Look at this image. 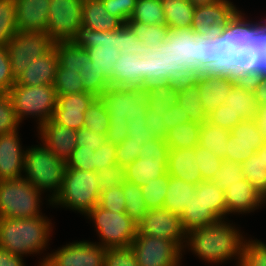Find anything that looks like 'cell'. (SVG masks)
Masks as SVG:
<instances>
[{"mask_svg": "<svg viewBox=\"0 0 266 266\" xmlns=\"http://www.w3.org/2000/svg\"><path fill=\"white\" fill-rule=\"evenodd\" d=\"M231 220L221 219L213 224L195 228L186 233L182 248V258L185 252L191 251L205 263L213 265L236 260L240 265L244 240L243 232ZM184 253V254H183Z\"/></svg>", "mask_w": 266, "mask_h": 266, "instance_id": "6da1fadb", "label": "cell"}, {"mask_svg": "<svg viewBox=\"0 0 266 266\" xmlns=\"http://www.w3.org/2000/svg\"><path fill=\"white\" fill-rule=\"evenodd\" d=\"M241 13L231 0L197 6L194 8L191 28L223 57H230Z\"/></svg>", "mask_w": 266, "mask_h": 266, "instance_id": "7a4b0ae2", "label": "cell"}, {"mask_svg": "<svg viewBox=\"0 0 266 266\" xmlns=\"http://www.w3.org/2000/svg\"><path fill=\"white\" fill-rule=\"evenodd\" d=\"M229 58L243 81L266 79V25L261 20L250 21L243 12L240 14Z\"/></svg>", "mask_w": 266, "mask_h": 266, "instance_id": "3957f363", "label": "cell"}, {"mask_svg": "<svg viewBox=\"0 0 266 266\" xmlns=\"http://www.w3.org/2000/svg\"><path fill=\"white\" fill-rule=\"evenodd\" d=\"M51 219L42 215L35 218H0V247L22 257L47 251L52 240ZM49 243V244H48Z\"/></svg>", "mask_w": 266, "mask_h": 266, "instance_id": "277c9868", "label": "cell"}, {"mask_svg": "<svg viewBox=\"0 0 266 266\" xmlns=\"http://www.w3.org/2000/svg\"><path fill=\"white\" fill-rule=\"evenodd\" d=\"M167 39L173 43L174 70L210 71L224 57L192 28L169 30Z\"/></svg>", "mask_w": 266, "mask_h": 266, "instance_id": "5b68a950", "label": "cell"}, {"mask_svg": "<svg viewBox=\"0 0 266 266\" xmlns=\"http://www.w3.org/2000/svg\"><path fill=\"white\" fill-rule=\"evenodd\" d=\"M39 144L26 149L23 177L43 195L50 192L47 203L51 206L61 191L66 163Z\"/></svg>", "mask_w": 266, "mask_h": 266, "instance_id": "8992f818", "label": "cell"}, {"mask_svg": "<svg viewBox=\"0 0 266 266\" xmlns=\"http://www.w3.org/2000/svg\"><path fill=\"white\" fill-rule=\"evenodd\" d=\"M99 200L97 172L66 167L61 191L51 206H60L85 216L99 204Z\"/></svg>", "mask_w": 266, "mask_h": 266, "instance_id": "52a82bcc", "label": "cell"}, {"mask_svg": "<svg viewBox=\"0 0 266 266\" xmlns=\"http://www.w3.org/2000/svg\"><path fill=\"white\" fill-rule=\"evenodd\" d=\"M141 57L143 58L142 81L146 86L154 83H168L173 87H181L195 84L199 76L193 69L174 70L173 43L167 38L157 46H151V52Z\"/></svg>", "mask_w": 266, "mask_h": 266, "instance_id": "ba28073f", "label": "cell"}, {"mask_svg": "<svg viewBox=\"0 0 266 266\" xmlns=\"http://www.w3.org/2000/svg\"><path fill=\"white\" fill-rule=\"evenodd\" d=\"M9 94L20 126L27 117H32L37 118L35 121L39 129L53 118L57 103L53 85L23 86L15 83Z\"/></svg>", "mask_w": 266, "mask_h": 266, "instance_id": "9c48e42d", "label": "cell"}, {"mask_svg": "<svg viewBox=\"0 0 266 266\" xmlns=\"http://www.w3.org/2000/svg\"><path fill=\"white\" fill-rule=\"evenodd\" d=\"M24 177L0 180V218H35L42 213L43 196Z\"/></svg>", "mask_w": 266, "mask_h": 266, "instance_id": "30bf717a", "label": "cell"}, {"mask_svg": "<svg viewBox=\"0 0 266 266\" xmlns=\"http://www.w3.org/2000/svg\"><path fill=\"white\" fill-rule=\"evenodd\" d=\"M71 42L86 49L90 60L109 80L112 67L120 57V28L116 31H95L91 26L81 23Z\"/></svg>", "mask_w": 266, "mask_h": 266, "instance_id": "8fae6325", "label": "cell"}, {"mask_svg": "<svg viewBox=\"0 0 266 266\" xmlns=\"http://www.w3.org/2000/svg\"><path fill=\"white\" fill-rule=\"evenodd\" d=\"M240 79L239 69L229 57H224L210 71L199 74L195 84L199 88L202 107L207 115L225 104L230 89Z\"/></svg>", "mask_w": 266, "mask_h": 266, "instance_id": "7c38bea8", "label": "cell"}, {"mask_svg": "<svg viewBox=\"0 0 266 266\" xmlns=\"http://www.w3.org/2000/svg\"><path fill=\"white\" fill-rule=\"evenodd\" d=\"M92 221L104 248L129 247L137 234V223L126 213L111 212L96 205L86 215Z\"/></svg>", "mask_w": 266, "mask_h": 266, "instance_id": "4fadbf2b", "label": "cell"}, {"mask_svg": "<svg viewBox=\"0 0 266 266\" xmlns=\"http://www.w3.org/2000/svg\"><path fill=\"white\" fill-rule=\"evenodd\" d=\"M54 43L55 41L45 31L15 33L6 45L15 80L32 61L46 54Z\"/></svg>", "mask_w": 266, "mask_h": 266, "instance_id": "5bb4252c", "label": "cell"}, {"mask_svg": "<svg viewBox=\"0 0 266 266\" xmlns=\"http://www.w3.org/2000/svg\"><path fill=\"white\" fill-rule=\"evenodd\" d=\"M109 121L145 119L148 102L145 89L110 86L101 96Z\"/></svg>", "mask_w": 266, "mask_h": 266, "instance_id": "9a60e30c", "label": "cell"}, {"mask_svg": "<svg viewBox=\"0 0 266 266\" xmlns=\"http://www.w3.org/2000/svg\"><path fill=\"white\" fill-rule=\"evenodd\" d=\"M105 253L95 242L76 240L47 253L37 266H104Z\"/></svg>", "mask_w": 266, "mask_h": 266, "instance_id": "2e32d148", "label": "cell"}, {"mask_svg": "<svg viewBox=\"0 0 266 266\" xmlns=\"http://www.w3.org/2000/svg\"><path fill=\"white\" fill-rule=\"evenodd\" d=\"M139 266H181L182 250L164 238L136 235L130 245Z\"/></svg>", "mask_w": 266, "mask_h": 266, "instance_id": "e0dca14e", "label": "cell"}, {"mask_svg": "<svg viewBox=\"0 0 266 266\" xmlns=\"http://www.w3.org/2000/svg\"><path fill=\"white\" fill-rule=\"evenodd\" d=\"M83 0H51L46 33L56 41H71L82 23Z\"/></svg>", "mask_w": 266, "mask_h": 266, "instance_id": "ac0fdd59", "label": "cell"}, {"mask_svg": "<svg viewBox=\"0 0 266 266\" xmlns=\"http://www.w3.org/2000/svg\"><path fill=\"white\" fill-rule=\"evenodd\" d=\"M137 229L136 235L164 238L173 241L181 250L185 243L186 232L180 216L163 208L148 210Z\"/></svg>", "mask_w": 266, "mask_h": 266, "instance_id": "d6986e66", "label": "cell"}, {"mask_svg": "<svg viewBox=\"0 0 266 266\" xmlns=\"http://www.w3.org/2000/svg\"><path fill=\"white\" fill-rule=\"evenodd\" d=\"M265 142L254 119L242 120L230 130L226 160L242 163Z\"/></svg>", "mask_w": 266, "mask_h": 266, "instance_id": "ffe728a7", "label": "cell"}, {"mask_svg": "<svg viewBox=\"0 0 266 266\" xmlns=\"http://www.w3.org/2000/svg\"><path fill=\"white\" fill-rule=\"evenodd\" d=\"M97 97L89 92L57 95L53 120L62 126L79 130L84 126L85 113Z\"/></svg>", "mask_w": 266, "mask_h": 266, "instance_id": "44dd1931", "label": "cell"}, {"mask_svg": "<svg viewBox=\"0 0 266 266\" xmlns=\"http://www.w3.org/2000/svg\"><path fill=\"white\" fill-rule=\"evenodd\" d=\"M37 131L40 141L58 159L67 163L76 149V130L59 125L51 119Z\"/></svg>", "mask_w": 266, "mask_h": 266, "instance_id": "7402d4cb", "label": "cell"}, {"mask_svg": "<svg viewBox=\"0 0 266 266\" xmlns=\"http://www.w3.org/2000/svg\"><path fill=\"white\" fill-rule=\"evenodd\" d=\"M18 131L0 135V180L23 177L26 150Z\"/></svg>", "mask_w": 266, "mask_h": 266, "instance_id": "603a6c76", "label": "cell"}, {"mask_svg": "<svg viewBox=\"0 0 266 266\" xmlns=\"http://www.w3.org/2000/svg\"><path fill=\"white\" fill-rule=\"evenodd\" d=\"M226 202V219L229 214H248L266 205V200L247 180L242 179L224 190ZM263 205V206H262Z\"/></svg>", "mask_w": 266, "mask_h": 266, "instance_id": "cb8c5ba5", "label": "cell"}, {"mask_svg": "<svg viewBox=\"0 0 266 266\" xmlns=\"http://www.w3.org/2000/svg\"><path fill=\"white\" fill-rule=\"evenodd\" d=\"M50 2L51 0H15L17 30L46 32Z\"/></svg>", "mask_w": 266, "mask_h": 266, "instance_id": "d4e9b609", "label": "cell"}, {"mask_svg": "<svg viewBox=\"0 0 266 266\" xmlns=\"http://www.w3.org/2000/svg\"><path fill=\"white\" fill-rule=\"evenodd\" d=\"M58 57L53 46L46 54L31 62L16 79V84L23 86L54 85Z\"/></svg>", "mask_w": 266, "mask_h": 266, "instance_id": "484cf974", "label": "cell"}, {"mask_svg": "<svg viewBox=\"0 0 266 266\" xmlns=\"http://www.w3.org/2000/svg\"><path fill=\"white\" fill-rule=\"evenodd\" d=\"M113 74L108 80L110 86L146 89L142 81L143 58L135 54H120L112 67Z\"/></svg>", "mask_w": 266, "mask_h": 266, "instance_id": "4316f807", "label": "cell"}, {"mask_svg": "<svg viewBox=\"0 0 266 266\" xmlns=\"http://www.w3.org/2000/svg\"><path fill=\"white\" fill-rule=\"evenodd\" d=\"M167 173L194 185L203 181L194 148L169 149Z\"/></svg>", "mask_w": 266, "mask_h": 266, "instance_id": "83f0119b", "label": "cell"}, {"mask_svg": "<svg viewBox=\"0 0 266 266\" xmlns=\"http://www.w3.org/2000/svg\"><path fill=\"white\" fill-rule=\"evenodd\" d=\"M168 157L137 158L126 167L127 181L143 186L167 173Z\"/></svg>", "mask_w": 266, "mask_h": 266, "instance_id": "f1b7e54d", "label": "cell"}, {"mask_svg": "<svg viewBox=\"0 0 266 266\" xmlns=\"http://www.w3.org/2000/svg\"><path fill=\"white\" fill-rule=\"evenodd\" d=\"M225 103L243 120L255 119L257 115V102L254 91L248 81L240 79L231 89Z\"/></svg>", "mask_w": 266, "mask_h": 266, "instance_id": "f546056e", "label": "cell"}, {"mask_svg": "<svg viewBox=\"0 0 266 266\" xmlns=\"http://www.w3.org/2000/svg\"><path fill=\"white\" fill-rule=\"evenodd\" d=\"M82 23L95 31H116L124 24L104 8L102 0H83Z\"/></svg>", "mask_w": 266, "mask_h": 266, "instance_id": "4dcf8cb0", "label": "cell"}, {"mask_svg": "<svg viewBox=\"0 0 266 266\" xmlns=\"http://www.w3.org/2000/svg\"><path fill=\"white\" fill-rule=\"evenodd\" d=\"M195 196L196 185L169 176V184L163 209L181 216L185 207L188 206Z\"/></svg>", "mask_w": 266, "mask_h": 266, "instance_id": "1f68e13d", "label": "cell"}, {"mask_svg": "<svg viewBox=\"0 0 266 266\" xmlns=\"http://www.w3.org/2000/svg\"><path fill=\"white\" fill-rule=\"evenodd\" d=\"M166 25L170 30L191 28L194 6L189 0H161Z\"/></svg>", "mask_w": 266, "mask_h": 266, "instance_id": "d6a6232c", "label": "cell"}, {"mask_svg": "<svg viewBox=\"0 0 266 266\" xmlns=\"http://www.w3.org/2000/svg\"><path fill=\"white\" fill-rule=\"evenodd\" d=\"M180 218L186 233L220 220L197 196L192 198L188 206L185 207Z\"/></svg>", "mask_w": 266, "mask_h": 266, "instance_id": "836d02e7", "label": "cell"}, {"mask_svg": "<svg viewBox=\"0 0 266 266\" xmlns=\"http://www.w3.org/2000/svg\"><path fill=\"white\" fill-rule=\"evenodd\" d=\"M145 98L148 106L159 114L177 104L178 87H173L168 83H154L145 89Z\"/></svg>", "mask_w": 266, "mask_h": 266, "instance_id": "e575fe53", "label": "cell"}, {"mask_svg": "<svg viewBox=\"0 0 266 266\" xmlns=\"http://www.w3.org/2000/svg\"><path fill=\"white\" fill-rule=\"evenodd\" d=\"M230 131L208 121L202 123L198 145L213 152L219 158L226 160V147Z\"/></svg>", "mask_w": 266, "mask_h": 266, "instance_id": "d590c367", "label": "cell"}, {"mask_svg": "<svg viewBox=\"0 0 266 266\" xmlns=\"http://www.w3.org/2000/svg\"><path fill=\"white\" fill-rule=\"evenodd\" d=\"M177 103L188 113L191 122L202 124L207 121L208 115L200 100L199 88L196 84H187L178 87Z\"/></svg>", "mask_w": 266, "mask_h": 266, "instance_id": "8d00e7d4", "label": "cell"}, {"mask_svg": "<svg viewBox=\"0 0 266 266\" xmlns=\"http://www.w3.org/2000/svg\"><path fill=\"white\" fill-rule=\"evenodd\" d=\"M202 124L186 122L168 130L165 141L169 149L194 148L199 143Z\"/></svg>", "mask_w": 266, "mask_h": 266, "instance_id": "74e56055", "label": "cell"}, {"mask_svg": "<svg viewBox=\"0 0 266 266\" xmlns=\"http://www.w3.org/2000/svg\"><path fill=\"white\" fill-rule=\"evenodd\" d=\"M54 47L60 67L79 73L85 62L90 60L86 49L75 46L71 41H56Z\"/></svg>", "mask_w": 266, "mask_h": 266, "instance_id": "f35d334b", "label": "cell"}, {"mask_svg": "<svg viewBox=\"0 0 266 266\" xmlns=\"http://www.w3.org/2000/svg\"><path fill=\"white\" fill-rule=\"evenodd\" d=\"M196 196L221 220L226 219L224 190L217 188L211 181L196 185Z\"/></svg>", "mask_w": 266, "mask_h": 266, "instance_id": "ab89813d", "label": "cell"}, {"mask_svg": "<svg viewBox=\"0 0 266 266\" xmlns=\"http://www.w3.org/2000/svg\"><path fill=\"white\" fill-rule=\"evenodd\" d=\"M242 173L254 189L266 200V165L257 151L241 163Z\"/></svg>", "mask_w": 266, "mask_h": 266, "instance_id": "60d3db41", "label": "cell"}, {"mask_svg": "<svg viewBox=\"0 0 266 266\" xmlns=\"http://www.w3.org/2000/svg\"><path fill=\"white\" fill-rule=\"evenodd\" d=\"M128 21L148 25H166L161 0H137L133 14Z\"/></svg>", "mask_w": 266, "mask_h": 266, "instance_id": "b9f144b4", "label": "cell"}, {"mask_svg": "<svg viewBox=\"0 0 266 266\" xmlns=\"http://www.w3.org/2000/svg\"><path fill=\"white\" fill-rule=\"evenodd\" d=\"M109 113L100 97H97L85 113L83 128L106 136L109 129Z\"/></svg>", "mask_w": 266, "mask_h": 266, "instance_id": "7bdbcfd3", "label": "cell"}, {"mask_svg": "<svg viewBox=\"0 0 266 266\" xmlns=\"http://www.w3.org/2000/svg\"><path fill=\"white\" fill-rule=\"evenodd\" d=\"M125 196V213L137 224L149 210L143 199L141 187L129 181L123 184Z\"/></svg>", "mask_w": 266, "mask_h": 266, "instance_id": "ee69618b", "label": "cell"}, {"mask_svg": "<svg viewBox=\"0 0 266 266\" xmlns=\"http://www.w3.org/2000/svg\"><path fill=\"white\" fill-rule=\"evenodd\" d=\"M126 25L145 46H157L162 43L170 30L167 25H148L137 21H127Z\"/></svg>", "mask_w": 266, "mask_h": 266, "instance_id": "f6af8a7d", "label": "cell"}, {"mask_svg": "<svg viewBox=\"0 0 266 266\" xmlns=\"http://www.w3.org/2000/svg\"><path fill=\"white\" fill-rule=\"evenodd\" d=\"M169 184V175L158 177L157 179H151L146 182L145 185L141 186L143 193V199L147 208L150 209H162L164 205V199L166 197L167 189Z\"/></svg>", "mask_w": 266, "mask_h": 266, "instance_id": "bcb514c9", "label": "cell"}, {"mask_svg": "<svg viewBox=\"0 0 266 266\" xmlns=\"http://www.w3.org/2000/svg\"><path fill=\"white\" fill-rule=\"evenodd\" d=\"M79 74L81 81H83L84 90L96 97H100L110 87L108 79L91 60L85 62Z\"/></svg>", "mask_w": 266, "mask_h": 266, "instance_id": "7dc6e473", "label": "cell"}, {"mask_svg": "<svg viewBox=\"0 0 266 266\" xmlns=\"http://www.w3.org/2000/svg\"><path fill=\"white\" fill-rule=\"evenodd\" d=\"M17 32L15 0H0V46L6 47Z\"/></svg>", "mask_w": 266, "mask_h": 266, "instance_id": "c3c4849f", "label": "cell"}, {"mask_svg": "<svg viewBox=\"0 0 266 266\" xmlns=\"http://www.w3.org/2000/svg\"><path fill=\"white\" fill-rule=\"evenodd\" d=\"M56 95H67L86 92L83 88V81L78 71H73L58 65L54 81Z\"/></svg>", "mask_w": 266, "mask_h": 266, "instance_id": "681fc988", "label": "cell"}, {"mask_svg": "<svg viewBox=\"0 0 266 266\" xmlns=\"http://www.w3.org/2000/svg\"><path fill=\"white\" fill-rule=\"evenodd\" d=\"M242 179H244V176L241 163L223 160L219 170L214 173L211 182L217 188L225 190L228 186L234 185Z\"/></svg>", "mask_w": 266, "mask_h": 266, "instance_id": "f907efd6", "label": "cell"}, {"mask_svg": "<svg viewBox=\"0 0 266 266\" xmlns=\"http://www.w3.org/2000/svg\"><path fill=\"white\" fill-rule=\"evenodd\" d=\"M239 266H266V243L258 239H245Z\"/></svg>", "mask_w": 266, "mask_h": 266, "instance_id": "816d5d0a", "label": "cell"}, {"mask_svg": "<svg viewBox=\"0 0 266 266\" xmlns=\"http://www.w3.org/2000/svg\"><path fill=\"white\" fill-rule=\"evenodd\" d=\"M194 151L203 181H211L214 173L223 163V159L200 145L194 147Z\"/></svg>", "mask_w": 266, "mask_h": 266, "instance_id": "f5cc1de1", "label": "cell"}, {"mask_svg": "<svg viewBox=\"0 0 266 266\" xmlns=\"http://www.w3.org/2000/svg\"><path fill=\"white\" fill-rule=\"evenodd\" d=\"M20 123L17 120L12 97L9 93L0 94V135L12 133L18 129Z\"/></svg>", "mask_w": 266, "mask_h": 266, "instance_id": "db71d44e", "label": "cell"}, {"mask_svg": "<svg viewBox=\"0 0 266 266\" xmlns=\"http://www.w3.org/2000/svg\"><path fill=\"white\" fill-rule=\"evenodd\" d=\"M127 182L126 167L115 164L97 172L99 194Z\"/></svg>", "mask_w": 266, "mask_h": 266, "instance_id": "11a10c76", "label": "cell"}, {"mask_svg": "<svg viewBox=\"0 0 266 266\" xmlns=\"http://www.w3.org/2000/svg\"><path fill=\"white\" fill-rule=\"evenodd\" d=\"M120 54H135L142 56L151 52V46H145L134 32L124 24L120 27Z\"/></svg>", "mask_w": 266, "mask_h": 266, "instance_id": "9f6ffc18", "label": "cell"}, {"mask_svg": "<svg viewBox=\"0 0 266 266\" xmlns=\"http://www.w3.org/2000/svg\"><path fill=\"white\" fill-rule=\"evenodd\" d=\"M242 120L243 119L239 115H236L226 103L209 113L207 119L212 125L219 126L229 131Z\"/></svg>", "mask_w": 266, "mask_h": 266, "instance_id": "6f0895ef", "label": "cell"}, {"mask_svg": "<svg viewBox=\"0 0 266 266\" xmlns=\"http://www.w3.org/2000/svg\"><path fill=\"white\" fill-rule=\"evenodd\" d=\"M104 266H139L131 247L106 248Z\"/></svg>", "mask_w": 266, "mask_h": 266, "instance_id": "680465c9", "label": "cell"}, {"mask_svg": "<svg viewBox=\"0 0 266 266\" xmlns=\"http://www.w3.org/2000/svg\"><path fill=\"white\" fill-rule=\"evenodd\" d=\"M123 185L110 188L100 195L99 206L111 212L125 213Z\"/></svg>", "mask_w": 266, "mask_h": 266, "instance_id": "91938a15", "label": "cell"}, {"mask_svg": "<svg viewBox=\"0 0 266 266\" xmlns=\"http://www.w3.org/2000/svg\"><path fill=\"white\" fill-rule=\"evenodd\" d=\"M142 146L143 142L131 141V137H127L121 144L116 145V163L127 167L139 158Z\"/></svg>", "mask_w": 266, "mask_h": 266, "instance_id": "94428289", "label": "cell"}, {"mask_svg": "<svg viewBox=\"0 0 266 266\" xmlns=\"http://www.w3.org/2000/svg\"><path fill=\"white\" fill-rule=\"evenodd\" d=\"M93 149L76 147L70 159L66 163L67 168L79 169L82 171L95 172V155Z\"/></svg>", "mask_w": 266, "mask_h": 266, "instance_id": "6125c7cd", "label": "cell"}, {"mask_svg": "<svg viewBox=\"0 0 266 266\" xmlns=\"http://www.w3.org/2000/svg\"><path fill=\"white\" fill-rule=\"evenodd\" d=\"M102 2L108 13L126 24L133 14L137 0H102Z\"/></svg>", "mask_w": 266, "mask_h": 266, "instance_id": "be15d7a7", "label": "cell"}, {"mask_svg": "<svg viewBox=\"0 0 266 266\" xmlns=\"http://www.w3.org/2000/svg\"><path fill=\"white\" fill-rule=\"evenodd\" d=\"M15 83L7 48L0 46V92L9 93Z\"/></svg>", "mask_w": 266, "mask_h": 266, "instance_id": "e7e4bbea", "label": "cell"}, {"mask_svg": "<svg viewBox=\"0 0 266 266\" xmlns=\"http://www.w3.org/2000/svg\"><path fill=\"white\" fill-rule=\"evenodd\" d=\"M95 172L101 171L106 167H111L116 163V145L105 142L94 151Z\"/></svg>", "mask_w": 266, "mask_h": 266, "instance_id": "03108f58", "label": "cell"}, {"mask_svg": "<svg viewBox=\"0 0 266 266\" xmlns=\"http://www.w3.org/2000/svg\"><path fill=\"white\" fill-rule=\"evenodd\" d=\"M107 141L106 136L99 135L85 128L76 130V147L96 150Z\"/></svg>", "mask_w": 266, "mask_h": 266, "instance_id": "003e7915", "label": "cell"}, {"mask_svg": "<svg viewBox=\"0 0 266 266\" xmlns=\"http://www.w3.org/2000/svg\"><path fill=\"white\" fill-rule=\"evenodd\" d=\"M128 137H131V141L148 143L150 140L155 139L150 130L147 128L146 119L130 120L128 119Z\"/></svg>", "mask_w": 266, "mask_h": 266, "instance_id": "a7ac6f4b", "label": "cell"}, {"mask_svg": "<svg viewBox=\"0 0 266 266\" xmlns=\"http://www.w3.org/2000/svg\"><path fill=\"white\" fill-rule=\"evenodd\" d=\"M146 126L150 130L151 135L154 138L164 139L168 133L167 128L163 122V114H157L154 109L148 106L146 112Z\"/></svg>", "mask_w": 266, "mask_h": 266, "instance_id": "89a4df30", "label": "cell"}, {"mask_svg": "<svg viewBox=\"0 0 266 266\" xmlns=\"http://www.w3.org/2000/svg\"><path fill=\"white\" fill-rule=\"evenodd\" d=\"M139 158L168 157L169 147L164 139L155 138L143 144Z\"/></svg>", "mask_w": 266, "mask_h": 266, "instance_id": "2644e50d", "label": "cell"}, {"mask_svg": "<svg viewBox=\"0 0 266 266\" xmlns=\"http://www.w3.org/2000/svg\"><path fill=\"white\" fill-rule=\"evenodd\" d=\"M163 122L167 131L176 127L178 124L190 122L188 113L183 111L178 103L169 108L166 113H163Z\"/></svg>", "mask_w": 266, "mask_h": 266, "instance_id": "8c879c8a", "label": "cell"}, {"mask_svg": "<svg viewBox=\"0 0 266 266\" xmlns=\"http://www.w3.org/2000/svg\"><path fill=\"white\" fill-rule=\"evenodd\" d=\"M109 129L106 134L107 142L114 145L121 144L128 137L127 121H110Z\"/></svg>", "mask_w": 266, "mask_h": 266, "instance_id": "753ad0ef", "label": "cell"}, {"mask_svg": "<svg viewBox=\"0 0 266 266\" xmlns=\"http://www.w3.org/2000/svg\"><path fill=\"white\" fill-rule=\"evenodd\" d=\"M249 83L254 91L257 105L266 104V79H253Z\"/></svg>", "mask_w": 266, "mask_h": 266, "instance_id": "34e18365", "label": "cell"}, {"mask_svg": "<svg viewBox=\"0 0 266 266\" xmlns=\"http://www.w3.org/2000/svg\"><path fill=\"white\" fill-rule=\"evenodd\" d=\"M23 258L0 247V266H26Z\"/></svg>", "mask_w": 266, "mask_h": 266, "instance_id": "11e5206c", "label": "cell"}, {"mask_svg": "<svg viewBox=\"0 0 266 266\" xmlns=\"http://www.w3.org/2000/svg\"><path fill=\"white\" fill-rule=\"evenodd\" d=\"M254 120L256 121L258 129L266 142V104L258 105L257 115Z\"/></svg>", "mask_w": 266, "mask_h": 266, "instance_id": "2a66077c", "label": "cell"}, {"mask_svg": "<svg viewBox=\"0 0 266 266\" xmlns=\"http://www.w3.org/2000/svg\"><path fill=\"white\" fill-rule=\"evenodd\" d=\"M194 7L211 5L221 0H189Z\"/></svg>", "mask_w": 266, "mask_h": 266, "instance_id": "b9fcfbb0", "label": "cell"}, {"mask_svg": "<svg viewBox=\"0 0 266 266\" xmlns=\"http://www.w3.org/2000/svg\"><path fill=\"white\" fill-rule=\"evenodd\" d=\"M262 155L263 162L266 165V142H264L257 150Z\"/></svg>", "mask_w": 266, "mask_h": 266, "instance_id": "09005b40", "label": "cell"}, {"mask_svg": "<svg viewBox=\"0 0 266 266\" xmlns=\"http://www.w3.org/2000/svg\"><path fill=\"white\" fill-rule=\"evenodd\" d=\"M266 25V17L264 19H260ZM263 20V21H262Z\"/></svg>", "mask_w": 266, "mask_h": 266, "instance_id": "979ff035", "label": "cell"}]
</instances>
